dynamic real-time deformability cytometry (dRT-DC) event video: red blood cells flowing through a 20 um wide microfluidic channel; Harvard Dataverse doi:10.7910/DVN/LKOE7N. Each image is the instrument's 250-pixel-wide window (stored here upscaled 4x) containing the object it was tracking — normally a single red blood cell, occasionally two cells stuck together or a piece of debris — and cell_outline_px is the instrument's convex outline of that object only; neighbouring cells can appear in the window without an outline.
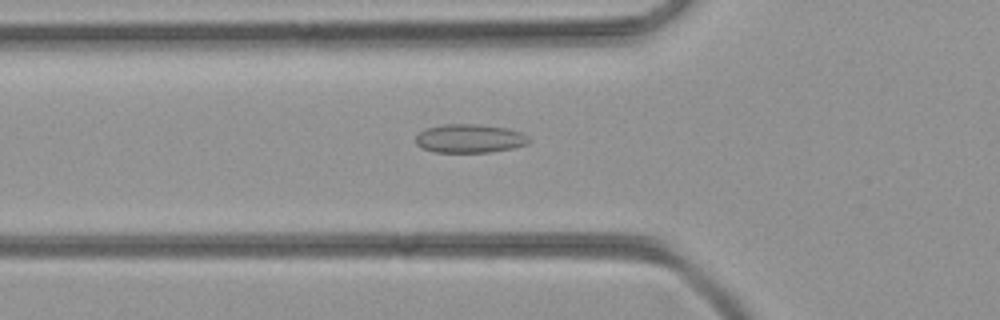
{"species": "common noctule bat (a hibernating species)", "species_latin": "Nyctalus noctula", "temperature_condition": "room temperature", "stored_images_in_passage": 39, "camera_frame_rate_fps": 3000, "um_per_image_px": 0.085, "animal": {"sex": "female", "body_mass_g": 21.9}, "frame": {"image": 1, "passage_image": 10, "time_ms": 3.0, "image_size_px": [1000, 320], "cell_outline_px": [[532, 140], [528, 144], [512, 148], [488, 152], [436, 152], [424, 148], [416, 144], [416, 136], [420, 132], [428, 128], [444, 124], [480, 124], [508, 128], [524, 132]], "centroid_in_image_um": [39.99, 11.76], "position_along_channel_um": 85.8, "area_um2": 18.96}}
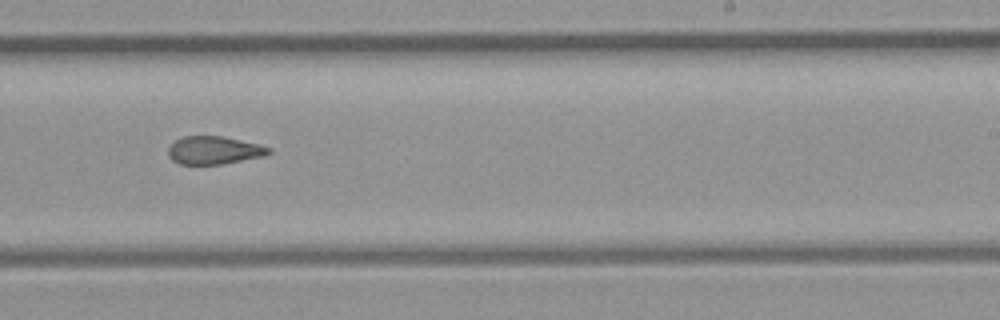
{"frame": {"image": 2, "passage_image": 22, "time_ms": 7.0, "image_size_px": [1000, 320], "cell_outline_px": [[272, 152], [264, 156], [220, 164], [180, 164], [172, 160], [168, 156], [168, 148], [176, 140], [184, 136], [224, 136], [260, 144], [272, 148]], "centroid_in_image_um": [18.22, 12.76], "position_along_channel_um": 270.8, "area_um2": 16.42}}
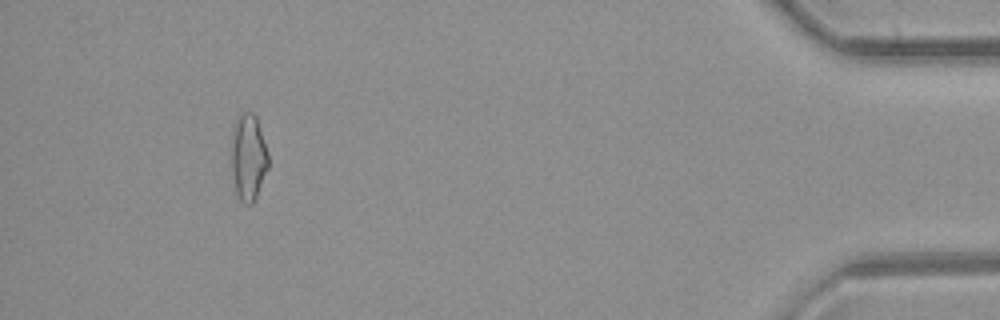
{"frame": {"image": 3, "passage_image": 36, "time_ms": 11.667, "image_size_px": [1000, 320], "cell_outline_px": [[268, 168], [256, 196], [252, 204], [244, 204], [240, 200], [236, 192], [232, 172], [232, 132], [236, 116], [244, 112], [252, 112], [256, 116], [268, 152]], "centroid_in_image_um": [21.11, 13.34], "position_along_channel_um": 414.1, "area_um2": 18.55}}